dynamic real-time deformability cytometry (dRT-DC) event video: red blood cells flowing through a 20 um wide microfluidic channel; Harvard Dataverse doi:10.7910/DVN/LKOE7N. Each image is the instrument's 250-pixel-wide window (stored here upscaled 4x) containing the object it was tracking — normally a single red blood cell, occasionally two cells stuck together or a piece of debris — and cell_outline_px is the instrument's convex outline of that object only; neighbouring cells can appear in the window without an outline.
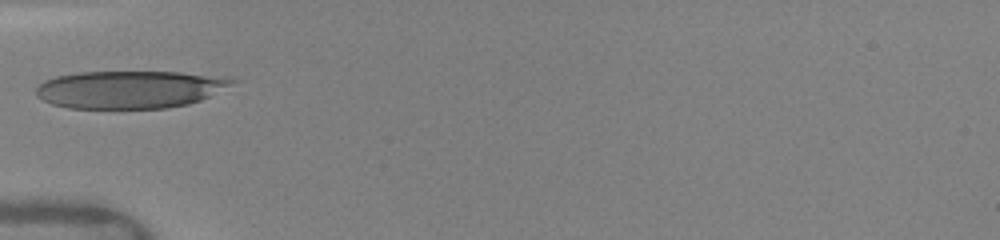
{"species": "human", "species_latin": "Homo sapiens", "temperature_condition": "warm", "stored_images_in_passage": 32, "camera_frame_rate_fps": 3000, "um_per_image_px": 0.085, "donor": {"sex": "female"}, "frame": {"image": 1, "passage_image": 1, "time_ms": 0.0, "image_size_px": [1000, 240], "cell_outline_px": [[240, 80], [200, 100], [188, 104], [168, 108], [68, 108], [52, 104], [36, 96], [36, 88], [44, 80], [56, 76], [80, 72], [180, 72], [236, 76]], "centroid_in_image_um": [11.1, 7.58], "position_along_channel_um": 73.9, "area_um2": 43.35}}